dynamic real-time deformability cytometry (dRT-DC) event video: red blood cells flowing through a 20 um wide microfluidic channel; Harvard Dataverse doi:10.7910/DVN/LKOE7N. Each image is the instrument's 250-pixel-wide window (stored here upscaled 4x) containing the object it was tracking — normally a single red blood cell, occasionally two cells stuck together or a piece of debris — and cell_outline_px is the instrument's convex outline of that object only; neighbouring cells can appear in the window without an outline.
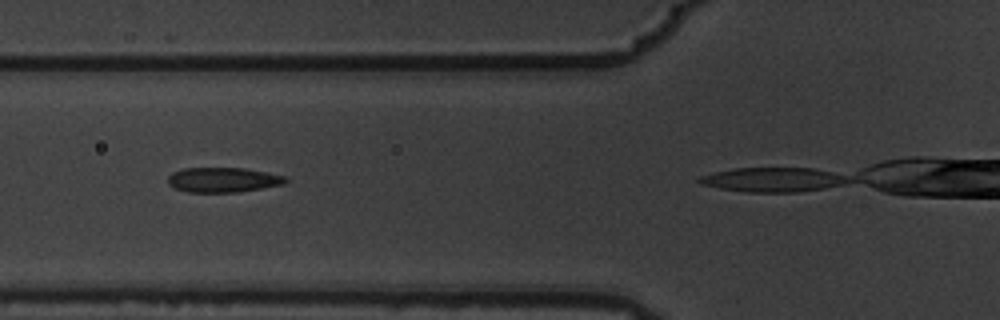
{"species": "common noctule bat (a hibernating species)", "species_latin": "Nyctalus noctula", "temperature_condition": "warm", "stored_images_in_passage": 4, "camera_frame_rate_fps": 3000, "um_per_image_px": 0.085, "animal": {"sex": "male", "body_mass_g": 19.5, "forearm_length_mm": 54.6}, "frame": {"image": 1, "passage_image": 3, "time_ms": 0.667, "image_size_px": [1000, 320], "cell_outline_px": [[288, 180], [284, 184], [236, 192], [188, 192], [176, 188], [168, 184], [168, 176], [172, 172], [184, 168], [244, 168], [268, 172], [284, 176]], "centroid_in_image_um": [18.94, 15.28], "position_along_channel_um": 106.9, "area_um2": 16.94}}